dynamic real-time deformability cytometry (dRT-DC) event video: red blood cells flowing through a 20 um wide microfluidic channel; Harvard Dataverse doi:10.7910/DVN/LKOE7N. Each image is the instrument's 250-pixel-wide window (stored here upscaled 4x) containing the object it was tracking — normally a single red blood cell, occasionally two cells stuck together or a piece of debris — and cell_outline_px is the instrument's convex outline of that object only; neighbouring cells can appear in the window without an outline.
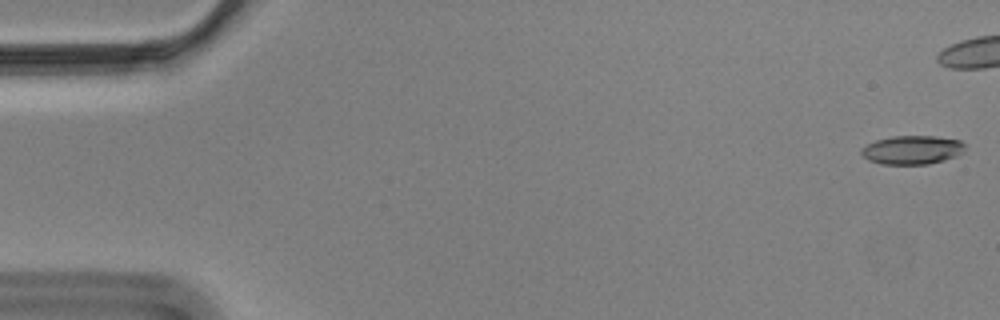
{"species": "Egyptian fruit bat (a non-hibernating species)", "species_latin": "Rousettus aegyptiacus", "temperature_condition": "cold", "stored_images_in_passage": 45, "camera_frame_rate_fps": 3000, "um_per_image_px": 0.085, "animal": {"sex": "male"}, "frame": {"image": 1, "passage_image": 1, "time_ms": 0.0, "image_size_px": [1000, 320], "cell_outline_px": [[964, 152], [956, 156], [944, 160], [928, 164], [880, 164], [868, 160], [860, 152], [860, 148], [876, 140], [892, 136], [936, 136], [960, 140], [964, 144]], "centroid_in_image_um": [77.53, 12.74], "position_along_channel_um": 7.5, "area_um2": 17.4}}
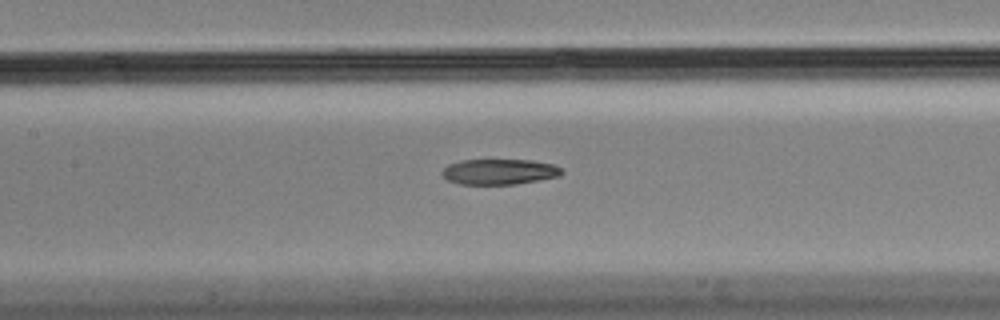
{"frame": {"image": 2, "passage_image": 26, "time_ms": 8.333, "image_size_px": [1000, 320], "cell_outline_px": [[564, 172], [560, 176], [540, 180], [516, 184], [460, 184], [448, 180], [440, 172], [448, 164], [460, 160], [532, 160], [552, 164], [560, 168]], "centroid_in_image_um": [42.44, 14.59], "position_along_channel_um": 165.0, "area_um2": 17.8}}
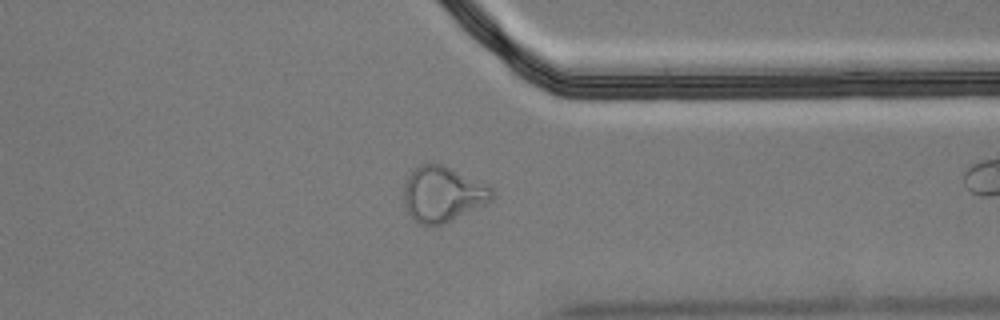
{"frame": {"image": 3, "passage_image": 44, "time_ms": 14.333, "image_size_px": [1000, 320], "cell_outline_px": [[496, 196], [492, 200], [444, 224], [420, 224], [408, 212], [404, 204], [404, 184], [408, 172], [412, 168], [420, 164], [440, 164], [480, 180], [488, 184], [496, 192]], "centroid_in_image_um": [37.64, 16.47], "position_along_channel_um": 373.8, "area_um2": 28.55}}